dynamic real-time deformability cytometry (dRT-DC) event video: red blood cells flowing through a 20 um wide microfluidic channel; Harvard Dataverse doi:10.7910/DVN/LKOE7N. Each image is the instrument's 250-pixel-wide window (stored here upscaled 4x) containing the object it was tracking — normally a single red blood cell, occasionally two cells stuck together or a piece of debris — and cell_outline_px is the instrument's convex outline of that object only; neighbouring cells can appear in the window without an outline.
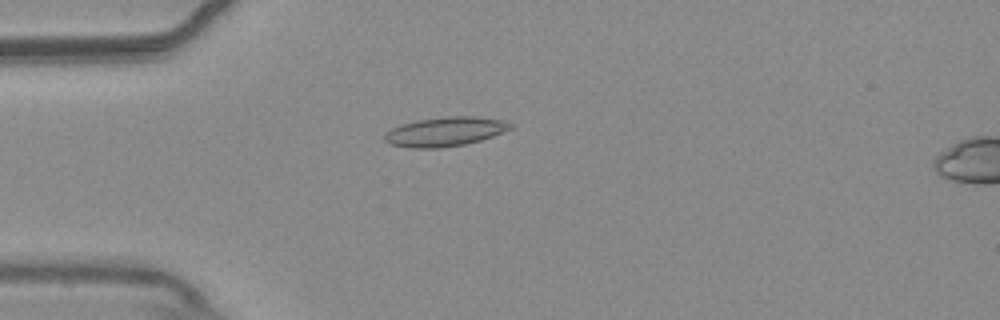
{"species": "common noctule bat (a hibernating species)", "species_latin": "Nyctalus noctula", "temperature_condition": "warm", "stored_images_in_passage": 45, "camera_frame_rate_fps": 3000, "um_per_image_px": 0.085, "animal": {"sex": "male", "body_mass_g": 20.4}, "frame": {"image": 1, "passage_image": 5, "time_ms": 1.333, "image_size_px": [1000, 320], "cell_outline_px": [[512, 128], [492, 136], [480, 140], [464, 144], [440, 148], [412, 148], [388, 144], [384, 140], [384, 132], [400, 124], [416, 120], [448, 116], [476, 116], [504, 120], [512, 124]], "centroid_in_image_um": [37.79, 11.18], "position_along_channel_um": 47.2, "area_um2": 21.56}}
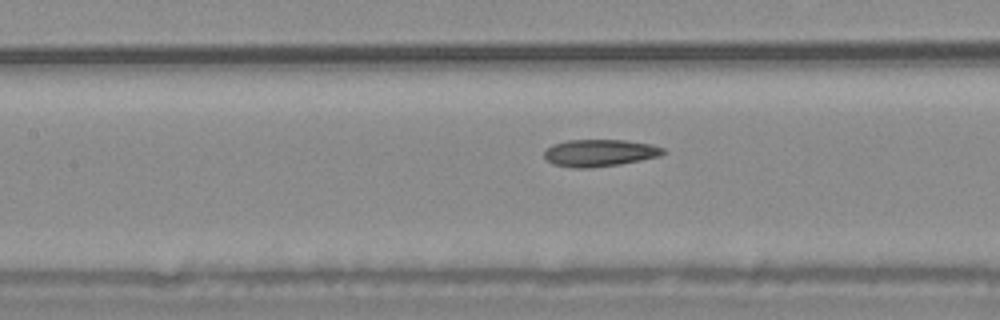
{"frame": {"image": 2, "passage_image": 15, "time_ms": 4.667, "image_size_px": [1000, 320], "cell_outline_px": [[664, 152], [660, 156], [620, 164], [592, 168], [576, 168], [552, 164], [544, 156], [544, 152], [552, 144], [568, 140], [624, 140], [652, 144], [664, 148]], "centroid_in_image_um": [50.96, 12.99], "position_along_channel_um": 156.4, "area_um2": 18.73}}
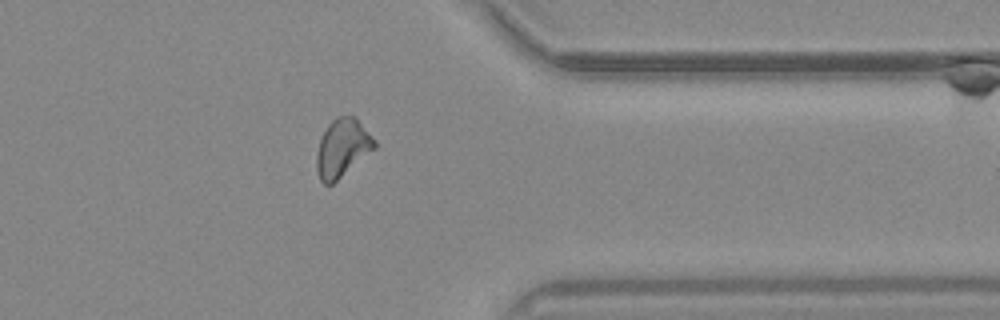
{"frame": {"image": 3, "passage_image": 34, "time_ms": 11.0, "image_size_px": [1000, 320], "cell_outline_px": [[376, 148], [332, 184], [324, 184], [320, 180], [316, 168], [316, 156], [320, 140], [328, 124], [336, 116], [356, 116], [376, 140]], "centroid_in_image_um": [29.11, 12.56], "position_along_channel_um": 382.3, "area_um2": 19.59}, "authors_computed_cell_mechanics": {"area_um2": 18.9584, "velocity_mm_per_s": 3.7309, "shape_relaxation_time_tau1_ms": null, "shape_relaxation_time_tau2_ms": 3.5365, "deformation_change_tau1": null, "deformation_change_tau2": 0.1118}}